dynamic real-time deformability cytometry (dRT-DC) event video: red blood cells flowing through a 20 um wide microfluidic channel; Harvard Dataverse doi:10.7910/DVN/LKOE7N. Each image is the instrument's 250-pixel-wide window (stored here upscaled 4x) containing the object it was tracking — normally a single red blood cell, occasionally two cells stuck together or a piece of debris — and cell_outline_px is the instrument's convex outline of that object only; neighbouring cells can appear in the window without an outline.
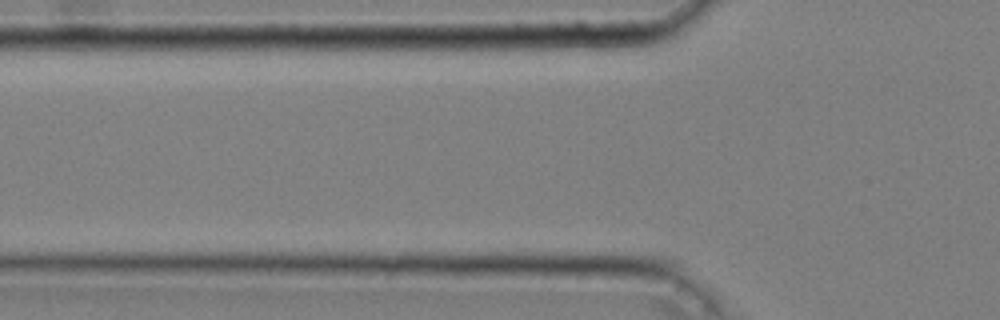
{"species": "common noctule bat (a hibernating species)", "species_latin": "Nyctalus noctula", "temperature_condition": "cold", "stored_images_in_passage": 2, "camera_frame_rate_fps": 3000, "um_per_image_px": 0.085, "animal": {"sex": "male", "body_mass_g": 20.4}, "frame": {"image": 1, "passage_image": 2, "time_ms": 0.333, "image_size_px": [1000, 320], "cell_outline_px": [[632, 44], [604, 48], [488, 48], [520, 36], [620, 36]], "centroid_in_image_um": [47.9, 3.59], "position_along_channel_um": 77.9, "area_um2": 10.35}}